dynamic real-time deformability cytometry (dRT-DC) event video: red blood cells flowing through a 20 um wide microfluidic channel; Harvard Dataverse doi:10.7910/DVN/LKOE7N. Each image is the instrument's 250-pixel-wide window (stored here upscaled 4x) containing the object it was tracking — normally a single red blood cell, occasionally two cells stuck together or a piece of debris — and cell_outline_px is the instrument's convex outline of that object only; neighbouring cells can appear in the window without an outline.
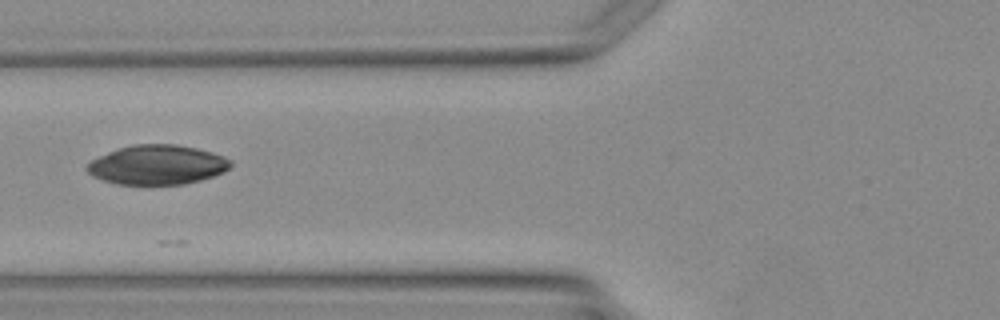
{"species": "Egyptian fruit bat (a non-hibernating species)", "species_latin": "Rousettus aegyptiacus", "temperature_condition": "warm", "stored_images_in_passage": 5, "camera_frame_rate_fps": 3000, "um_per_image_px": 0.085, "animal": {"sex": "female"}, "frame": {"image": 1, "passage_image": 4, "time_ms": 3.667, "image_size_px": [1000, 320], "cell_outline_px": [[232, 164], [224, 172], [200, 180], [184, 184], [116, 184], [92, 176], [84, 168], [92, 160], [108, 152], [132, 144], [176, 144], [196, 148], [212, 152], [224, 156], [232, 160]], "centroid_in_image_um": [13.38, 14.0], "position_along_channel_um": 112.4, "area_um2": 32.95}}